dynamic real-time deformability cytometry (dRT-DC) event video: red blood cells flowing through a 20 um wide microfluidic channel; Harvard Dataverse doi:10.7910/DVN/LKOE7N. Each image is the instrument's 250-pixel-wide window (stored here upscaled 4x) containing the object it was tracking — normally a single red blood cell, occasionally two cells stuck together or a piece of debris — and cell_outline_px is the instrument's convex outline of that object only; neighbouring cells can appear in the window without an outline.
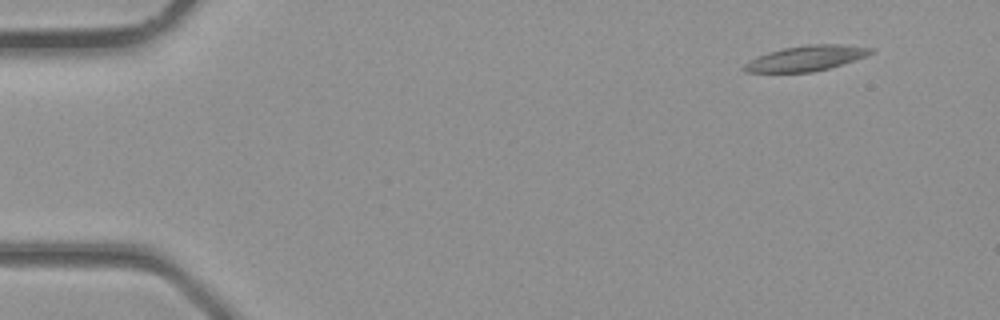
{"species": "common noctule bat (a hibernating species)", "species_latin": "Nyctalus noctula", "temperature_condition": "room temperature", "stored_images_in_passage": 4, "camera_frame_rate_fps": 3000, "um_per_image_px": 0.085, "animal": {"sex": "male", "body_mass_g": 23.1, "forearm_length_mm": 52.7}, "frame": {"image": 1, "passage_image": 1, "time_ms": 0.0, "image_size_px": [1000, 320], "cell_outline_px": [[872, 52], [864, 56], [828, 68], [812, 72], [744, 72], [740, 68], [744, 64], [756, 56], [768, 52], [784, 48], [808, 44], [840, 44], [872, 48]], "centroid_in_image_um": [68.42, 4.95], "position_along_channel_um": 16.6, "area_um2": 18.38}}
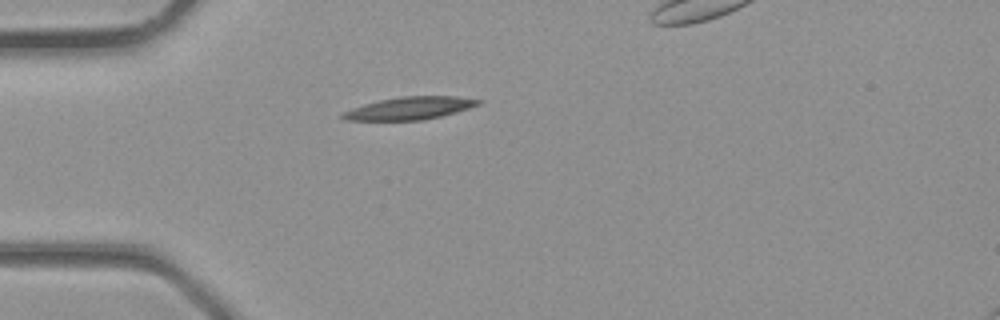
{"frame": {"image": 2, "passage_image": 3, "time_ms": 0.667, "image_size_px": [1000, 320], "cell_outline_px": [[484, 100], [480, 104], [456, 112], [424, 120], [344, 120], [340, 116], [340, 112], [364, 104], [380, 100], [404, 96], [456, 96]], "centroid_in_image_um": [34.81, 9.2], "position_along_channel_um": 50.2, "area_um2": 17.86}}